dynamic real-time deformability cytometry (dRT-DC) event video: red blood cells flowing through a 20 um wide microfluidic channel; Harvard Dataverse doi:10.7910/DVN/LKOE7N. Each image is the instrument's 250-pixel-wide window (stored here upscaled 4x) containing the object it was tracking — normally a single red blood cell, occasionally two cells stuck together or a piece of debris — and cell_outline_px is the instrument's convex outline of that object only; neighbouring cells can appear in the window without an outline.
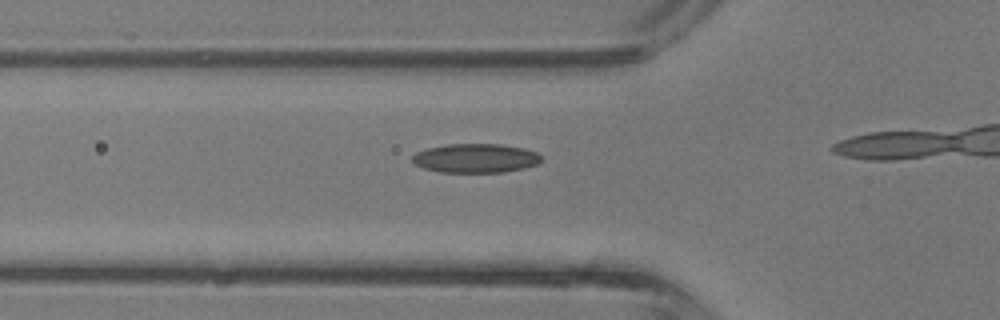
{"species": "common noctule bat (a hibernating species)", "species_latin": "Nyctalus noctula", "temperature_condition": "room temperature", "stored_images_in_passage": 3, "segment_of_instrument_passage": [2, 2], "camera_frame_rate_fps": 3000, "um_per_image_px": 0.085, "animal": {"sex": "male", "body_mass_g": 13.3}, "frame": {"image": 1, "passage_image": 3, "time_ms": 0.667, "image_size_px": [1000, 320], "cell_outline_px": [[544, 160], [536, 164], [524, 168], [504, 172], [440, 172], [424, 168], [416, 164], [412, 160], [412, 156], [416, 152], [428, 148], [448, 144], [500, 144], [524, 148], [536, 152]], "centroid_in_image_um": [40.44, 13.44], "position_along_channel_um": 85.4, "area_um2": 21.79}}